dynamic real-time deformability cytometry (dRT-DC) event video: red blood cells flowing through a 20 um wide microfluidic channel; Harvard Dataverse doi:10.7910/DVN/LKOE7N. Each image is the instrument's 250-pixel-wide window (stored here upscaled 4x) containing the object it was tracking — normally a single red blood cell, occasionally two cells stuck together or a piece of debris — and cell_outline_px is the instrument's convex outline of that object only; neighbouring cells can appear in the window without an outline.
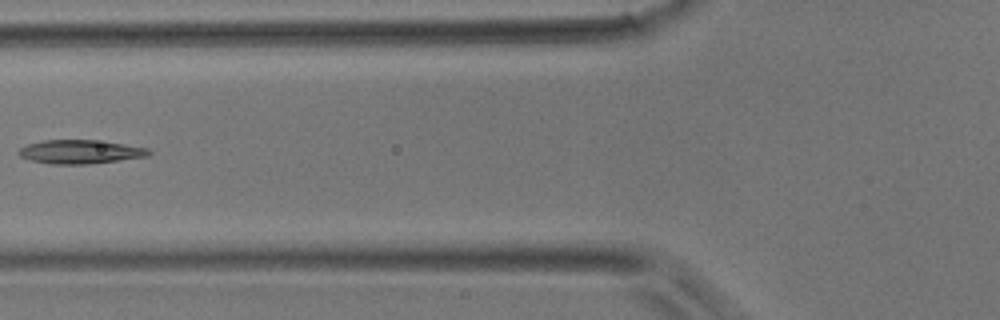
{"species": "common noctule bat (a hibernating species)", "species_latin": "Nyctalus noctula", "temperature_condition": "room temperature", "stored_images_in_passage": 5, "camera_frame_rate_fps": 3000, "um_per_image_px": 0.085, "animal": {"sex": "male", "body_mass_g": 17.9}, "frame": {"image": 1, "passage_image": 5, "time_ms": 1.333, "image_size_px": [1000, 320], "cell_outline_px": [[152, 152], [148, 156], [88, 164], [52, 164], [32, 160], [20, 156], [16, 152], [20, 148], [28, 144], [44, 140], [96, 140], [124, 144], [148, 148]], "centroid_in_image_um": [6.82, 12.9], "position_along_channel_um": 119.0, "area_um2": 17.86}}